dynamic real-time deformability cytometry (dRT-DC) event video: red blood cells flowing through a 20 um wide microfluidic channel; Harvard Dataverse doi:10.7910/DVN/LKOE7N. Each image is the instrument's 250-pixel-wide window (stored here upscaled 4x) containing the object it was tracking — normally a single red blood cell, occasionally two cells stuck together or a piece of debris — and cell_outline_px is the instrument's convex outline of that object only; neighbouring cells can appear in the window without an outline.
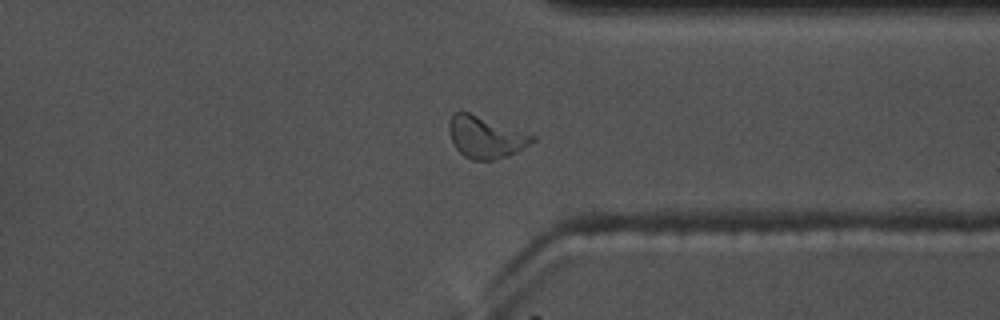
{"species": "common noctule bat (a hibernating species)", "species_latin": "Nyctalus noctula", "temperature_condition": "warm", "stored_images_in_passage": 49, "camera_frame_rate_fps": 3000, "um_per_image_px": 0.085, "animal": {"sex": "male", "body_mass_g": 17.5, "forearm_length_mm": 52.3}, "frame": {"image": 1, "passage_image": 35, "time_ms": 11.333, "image_size_px": [1000, 320], "cell_outline_px": [[536, 140], [516, 152], [508, 156], [492, 160], [472, 160], [464, 156], [456, 148], [452, 140], [448, 128], [448, 124], [452, 116], [460, 108], [536, 136]], "centroid_in_image_um": [41.26, 11.63], "position_along_channel_um": 370.1, "area_um2": 20.4}, "authors_computed_cell_mechanics": {"area_um2": 18.785, "velocity_mm_per_s": 3.6213, "shape_relaxation_time_tau1_ms": 3.4999, "shape_relaxation_time_tau2_ms": 2.9185, "deformation_change_tau1": 0.179, "deformation_change_tau2": 0.1061}}